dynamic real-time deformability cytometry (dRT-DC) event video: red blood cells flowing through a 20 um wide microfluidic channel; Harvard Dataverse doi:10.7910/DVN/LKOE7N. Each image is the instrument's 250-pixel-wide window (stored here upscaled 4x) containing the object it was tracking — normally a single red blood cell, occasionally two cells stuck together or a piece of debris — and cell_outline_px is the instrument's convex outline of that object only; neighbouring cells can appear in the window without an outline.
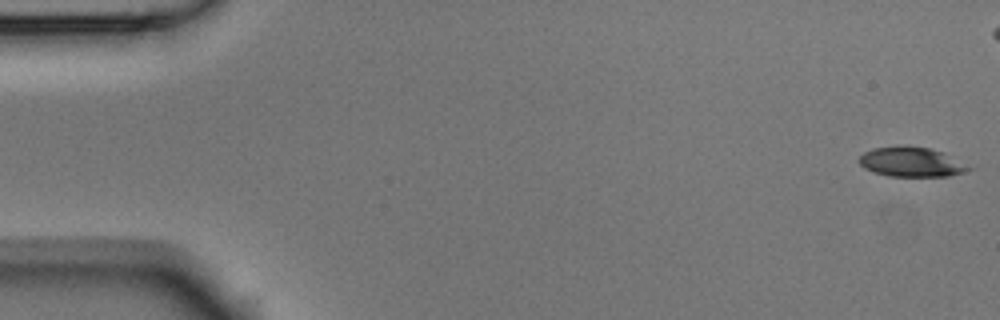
{"species": "Egyptian fruit bat (a non-hibernating species)", "species_latin": "Rousettus aegyptiacus", "temperature_condition": "room temperature", "stored_images_in_passage": 6, "camera_frame_rate_fps": 3000, "um_per_image_px": 0.085, "animal": {"sex": "male"}, "frame": {"image": 1, "passage_image": 1, "time_ms": 0.0, "image_size_px": [1000, 320], "cell_outline_px": [[972, 168], [948, 176], [888, 176], [872, 172], [864, 168], [856, 160], [864, 152], [872, 148], [900, 144], [904, 144], [928, 148], [944, 152]], "centroid_in_image_um": [77.36, 13.74], "position_along_channel_um": 7.6, "area_um2": 19.13}}